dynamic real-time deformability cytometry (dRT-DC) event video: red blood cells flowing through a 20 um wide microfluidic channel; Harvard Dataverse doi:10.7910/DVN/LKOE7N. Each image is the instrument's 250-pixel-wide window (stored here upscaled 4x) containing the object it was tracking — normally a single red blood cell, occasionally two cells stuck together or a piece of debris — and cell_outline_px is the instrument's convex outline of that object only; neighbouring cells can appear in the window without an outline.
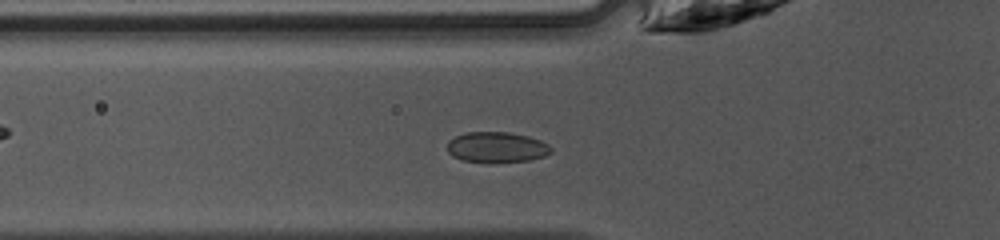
{"species": "common noctule bat (a hibernating species)", "species_latin": "Nyctalus noctula", "temperature_condition": "warm", "stored_images_in_passage": 33, "camera_frame_rate_fps": 3000, "um_per_image_px": 0.085, "animal": {"sex": "female", "body_mass_g": 10.0, "forearm_length_mm": 53.1}, "frame": {"image": 1, "passage_image": 2, "time_ms": 0.333, "image_size_px": [1000, 240], "cell_outline_px": [[552, 152], [544, 156], [528, 160], [492, 164], [464, 160], [452, 156], [448, 152], [448, 140], [464, 132], [508, 132], [528, 136], [540, 140], [548, 144], [552, 148]], "centroid_in_image_um": [42.22, 12.53], "position_along_channel_um": 83.6, "area_um2": 18.79}}
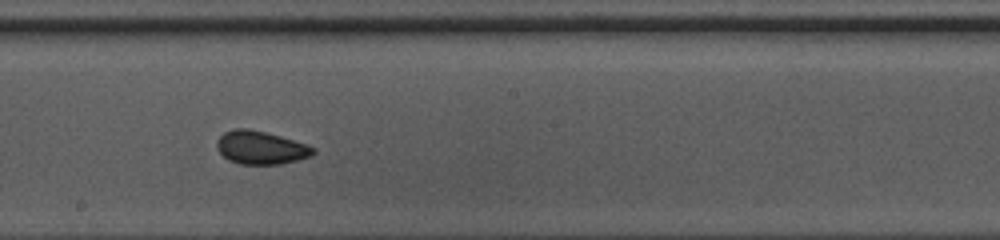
{"frame": {"image": 2, "passage_image": 12, "time_ms": 3.667, "image_size_px": [1000, 240], "cell_outline_px": [[316, 152], [312, 156], [284, 164], [240, 164], [228, 160], [216, 148], [216, 140], [224, 132], [236, 128], [248, 128], [280, 136], [308, 144], [316, 148]], "centroid_in_image_um": [22.19, 12.55], "position_along_channel_um": 226.0, "area_um2": 18.84}}
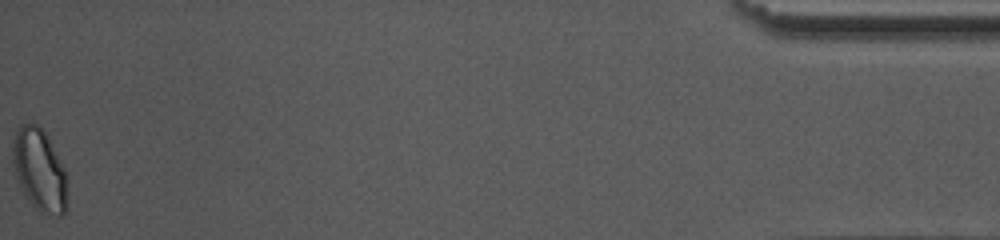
{"frame": {"image": 3, "passage_image": 33, "time_ms": 10.667, "image_size_px": [1000, 240], "cell_outline_px": [[68, 208], [64, 216], [60, 216], [40, 212], [28, 200], [16, 176], [12, 164], [12, 148], [16, 132], [20, 124], [36, 124], [48, 136], [64, 168]], "centroid_in_image_um": [3.36, 14.48], "position_along_channel_um": 431.8, "area_um2": 26.01}, "authors_computed_cell_mechanics": {"area_um2": 18.785, "velocity_mm_per_s": 4.2439, "shape_relaxation_time_tau1_ms": 4.0156, "shape_relaxation_time_tau2_ms": 1.2056, "deformation_change_tau1": 0.0797, "deformation_change_tau2": 0.0445}}